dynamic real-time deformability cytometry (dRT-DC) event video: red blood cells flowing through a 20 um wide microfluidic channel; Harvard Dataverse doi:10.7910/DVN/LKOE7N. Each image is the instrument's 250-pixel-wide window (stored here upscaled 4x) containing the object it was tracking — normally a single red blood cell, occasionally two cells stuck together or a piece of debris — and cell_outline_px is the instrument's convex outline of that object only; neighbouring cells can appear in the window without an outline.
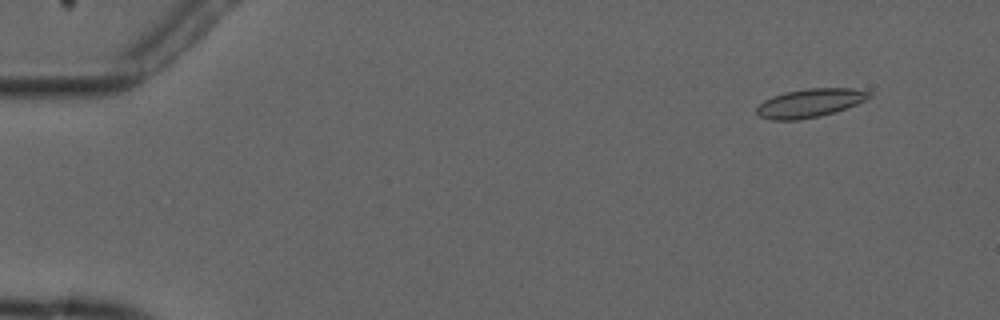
{"species": "common noctule bat (a hibernating species)", "species_latin": "Nyctalus noctula", "temperature_condition": "cold", "stored_images_in_passage": 7, "camera_frame_rate_fps": 3000, "um_per_image_px": 0.085, "animal": {"sex": "male", "forearm_length_mm": 52.5}, "frame": {"image": 1, "passage_image": 2, "time_ms": 1.0, "image_size_px": [1000, 320], "cell_outline_px": [[872, 96], [856, 104], [836, 112], [820, 116], [796, 120], [772, 120], [760, 116], [756, 112], [756, 108], [764, 100], [772, 96], [788, 92], [808, 88], [852, 88], [872, 92]], "centroid_in_image_um": [68.85, 8.76], "position_along_channel_um": 16.1, "area_um2": 18.61}}
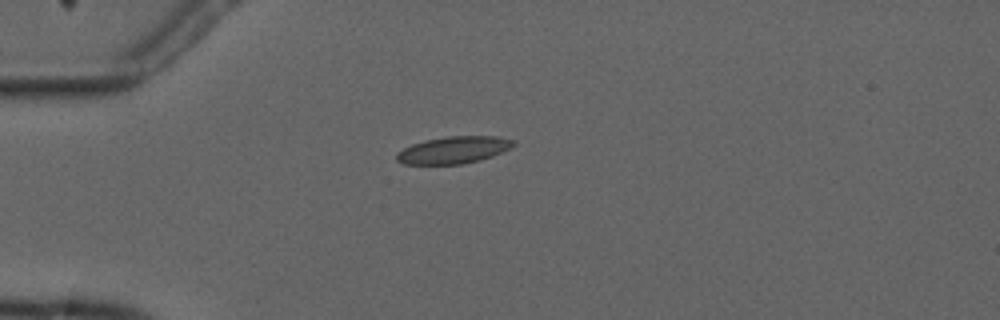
{"frame": {"image": 2, "passage_image": 5, "time_ms": 4.333, "image_size_px": [1000, 320], "cell_outline_px": [[516, 144], [492, 156], [480, 160], [460, 164], [404, 164], [396, 160], [396, 152], [412, 144], [424, 140], [448, 136], [496, 136], [516, 140]], "centroid_in_image_um": [38.54, 12.74], "position_along_channel_um": 46.5, "area_um2": 18.38}}
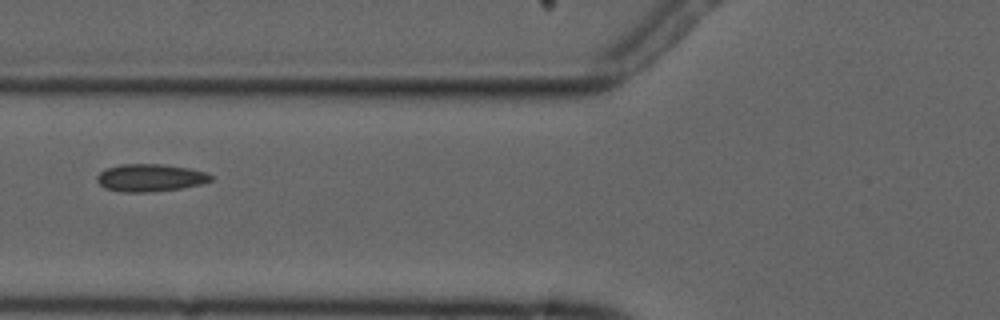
{"frame": {"image": 3, "passage_image": 7, "time_ms": 6.667, "image_size_px": [1000, 320], "cell_outline_px": [[212, 180], [200, 184], [180, 188], [148, 192], [124, 192], [104, 188], [96, 180], [96, 176], [100, 172], [108, 168], [124, 164], [164, 164], [188, 168], [204, 172], [212, 176]], "centroid_in_image_um": [12.74, 15.11], "position_along_channel_um": 113.1, "area_um2": 18.03}}